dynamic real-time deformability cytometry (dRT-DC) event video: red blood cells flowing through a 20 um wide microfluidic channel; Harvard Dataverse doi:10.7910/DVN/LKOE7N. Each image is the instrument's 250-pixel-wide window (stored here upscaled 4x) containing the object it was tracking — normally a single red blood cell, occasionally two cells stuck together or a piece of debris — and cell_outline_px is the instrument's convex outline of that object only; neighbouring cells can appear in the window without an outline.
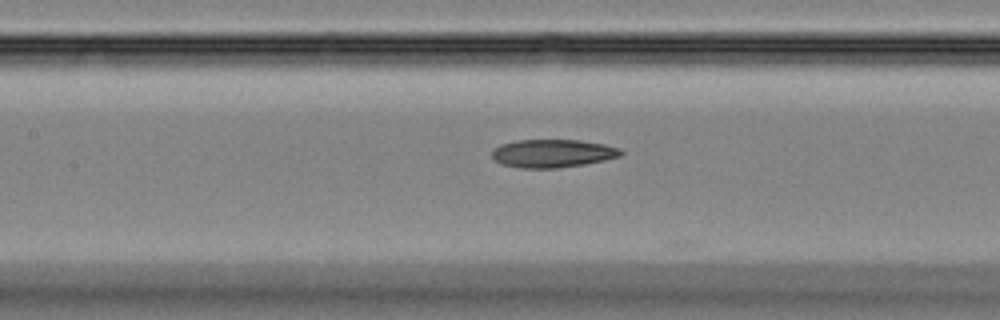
{"species": "Egyptian fruit bat (a non-hibernating species)", "species_latin": "Rousettus aegyptiacus", "temperature_condition": "room temperature", "stored_images_in_passage": 21, "camera_frame_rate_fps": 3000, "um_per_image_px": 0.085, "animal": {"sex": "female"}, "frame": {"image": 1, "passage_image": 17, "time_ms": 5.333, "image_size_px": [1000, 320], "cell_outline_px": [[624, 152], [620, 156], [604, 160], [584, 164], [560, 168], [520, 168], [500, 164], [492, 156], [492, 152], [500, 144], [516, 140], [580, 140], [604, 144], [620, 148]], "centroid_in_image_um": [46.98, 13.04], "position_along_channel_um": 160.4, "area_um2": 21.15}}
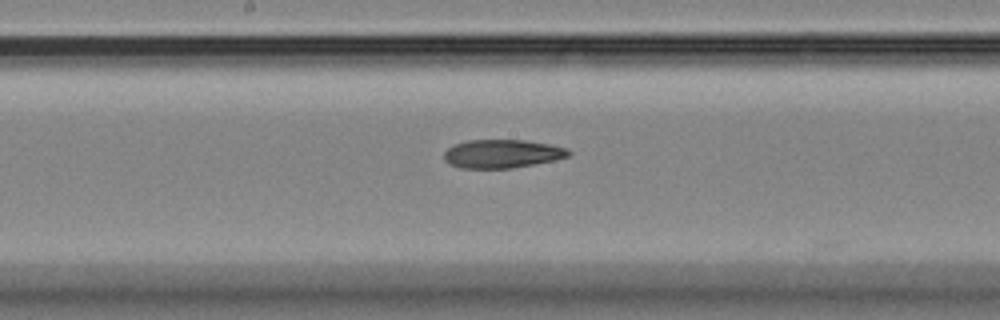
{"frame": {"image": 2, "passage_image": 20, "time_ms": 6.333, "image_size_px": [1000, 320], "cell_outline_px": [[572, 152], [568, 156], [556, 160], [536, 164], [512, 168], [460, 168], [448, 164], [444, 160], [444, 152], [448, 148], [456, 144], [468, 140], [524, 140], [548, 144], [568, 148]], "centroid_in_image_um": [42.69, 13.08], "position_along_channel_um": 205.5, "area_um2": 20.75}}